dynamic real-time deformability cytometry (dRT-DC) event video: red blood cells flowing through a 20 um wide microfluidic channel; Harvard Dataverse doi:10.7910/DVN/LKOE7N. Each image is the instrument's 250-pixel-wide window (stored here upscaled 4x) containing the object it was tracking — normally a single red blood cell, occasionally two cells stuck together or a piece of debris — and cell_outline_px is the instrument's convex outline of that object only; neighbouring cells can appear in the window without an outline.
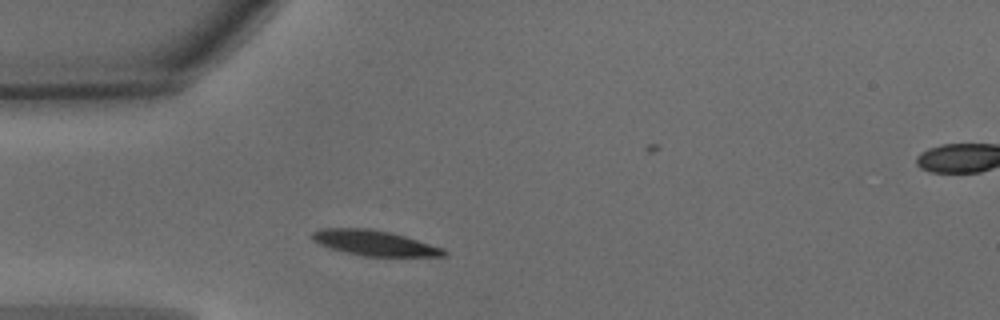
{"species": "common noctule bat (a hibernating species)", "species_latin": "Nyctalus noctula", "temperature_condition": "warm", "stored_images_in_passage": 28, "camera_frame_rate_fps": 3000, "um_per_image_px": 0.085, "animal": {"sex": "male", "body_mass_g": 15.6}, "frame": {"image": 1, "passage_image": 1, "time_ms": 0.0, "image_size_px": [1000, 320], "cell_outline_px": [[448, 256], [364, 256], [344, 252], [328, 248], [312, 240], [308, 236], [312, 232], [324, 228], [368, 228], [392, 232], [444, 248], [448, 252]], "centroid_in_image_um": [31.81, 20.65], "position_along_channel_um": 53.2, "area_um2": 19.59}}
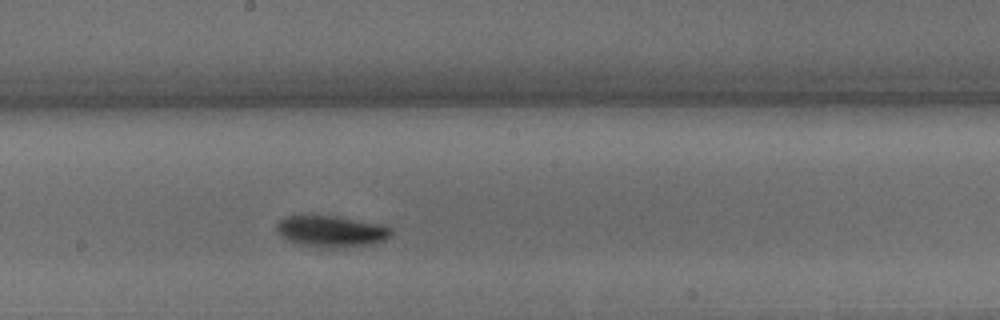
{"frame": {"image": 2, "passage_image": 14, "time_ms": 4.333, "image_size_px": [1000, 320], "cell_outline_px": [[392, 232], [384, 240], [372, 244], [336, 248], [328, 248], [300, 244], [288, 240], [280, 236], [276, 228], [276, 224], [284, 216], [336, 216], [380, 224], [392, 228]], "centroid_in_image_um": [28.14, 19.66], "position_along_channel_um": 220.1, "area_um2": 20.75}}
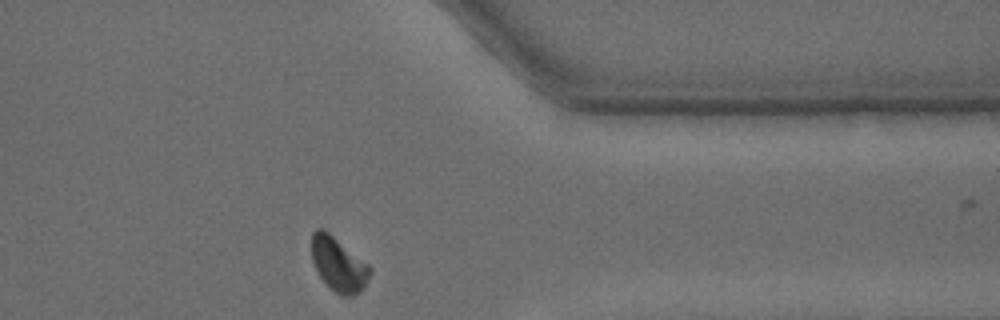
{"frame": {"image": 3, "passage_image": 27, "time_ms": 8.667, "image_size_px": [1000, 320], "cell_outline_px": [[372, 272], [368, 280], [360, 292], [352, 296], [340, 296], [320, 276], [312, 260], [312, 232], [316, 228], [320, 228], [328, 232], [368, 264], [372, 268]], "centroid_in_image_um": [28.79, 22.47], "position_along_channel_um": 382.6, "area_um2": 18.09}}